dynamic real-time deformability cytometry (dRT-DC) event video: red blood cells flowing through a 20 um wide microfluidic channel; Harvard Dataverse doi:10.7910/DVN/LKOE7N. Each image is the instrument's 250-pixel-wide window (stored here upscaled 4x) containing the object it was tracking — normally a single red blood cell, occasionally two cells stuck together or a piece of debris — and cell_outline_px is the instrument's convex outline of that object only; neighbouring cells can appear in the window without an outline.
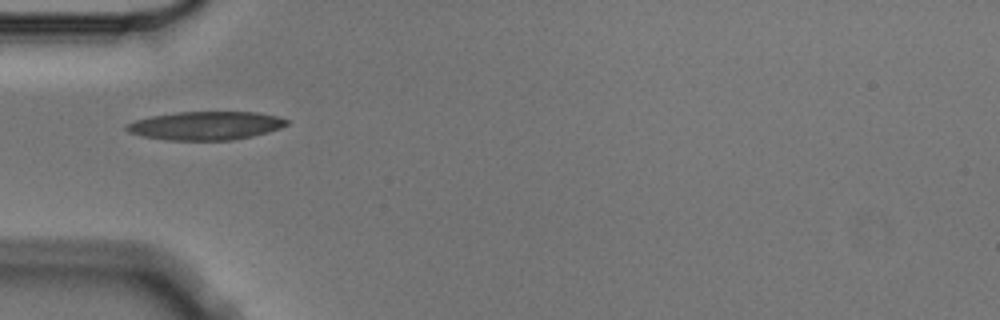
{"species": "Egyptian fruit bat (a non-hibernating species)", "species_latin": "Rousettus aegyptiacus", "temperature_condition": "cold", "stored_images_in_passage": 5, "camera_frame_rate_fps": 3000, "um_per_image_px": 0.085, "animal": {"sex": "male"}, "frame": {"image": 1, "passage_image": 1, "time_ms": 0.0, "image_size_px": [1000, 320], "cell_outline_px": [[288, 124], [280, 128], [268, 132], [252, 136], [232, 140], [168, 140], [140, 136], [128, 132], [124, 128], [124, 124], [136, 120], [152, 116], [176, 112], [256, 112], [276, 116], [288, 120]], "centroid_in_image_um": [17.44, 10.68], "position_along_channel_um": 67.6, "area_um2": 26.59}}
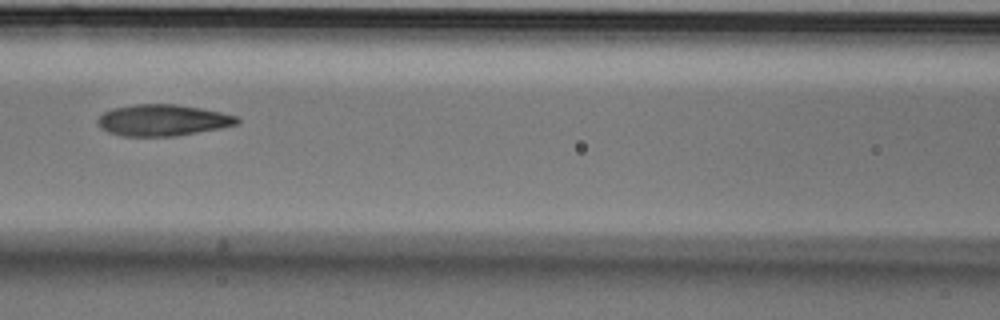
{"frame": {"image": 2, "passage_image": 3, "time_ms": 0.667, "image_size_px": [1000, 320], "cell_outline_px": [[240, 124], [220, 128], [172, 136], [120, 136], [108, 132], [100, 128], [96, 120], [104, 112], [112, 108], [132, 104], [176, 104], [200, 108], [240, 116]], "centroid_in_image_um": [13.82, 10.21], "position_along_channel_um": 152.8, "area_um2": 25.61}}
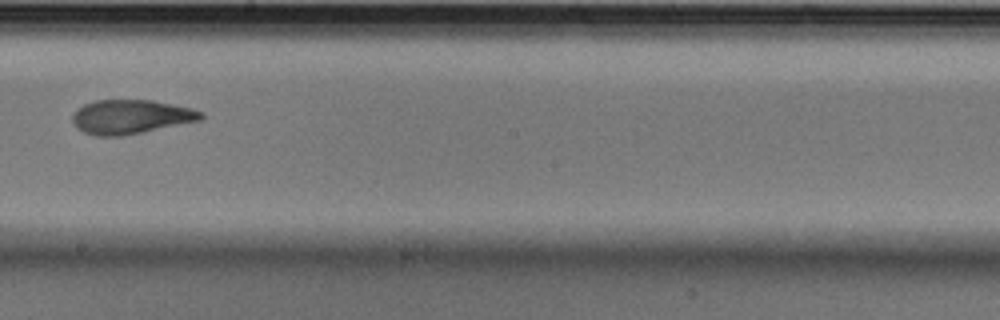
{"frame": {"image": 3, "passage_image": 5, "time_ms": 1.333, "image_size_px": [1000, 320], "cell_outline_px": [[204, 116], [200, 120], [144, 132], [120, 136], [96, 136], [84, 132], [76, 128], [72, 120], [72, 116], [76, 108], [84, 104], [96, 100], [152, 100], [192, 108], [204, 112]], "centroid_in_image_um": [11.1, 9.93], "position_along_channel_um": 237.1, "area_um2": 25.66}}